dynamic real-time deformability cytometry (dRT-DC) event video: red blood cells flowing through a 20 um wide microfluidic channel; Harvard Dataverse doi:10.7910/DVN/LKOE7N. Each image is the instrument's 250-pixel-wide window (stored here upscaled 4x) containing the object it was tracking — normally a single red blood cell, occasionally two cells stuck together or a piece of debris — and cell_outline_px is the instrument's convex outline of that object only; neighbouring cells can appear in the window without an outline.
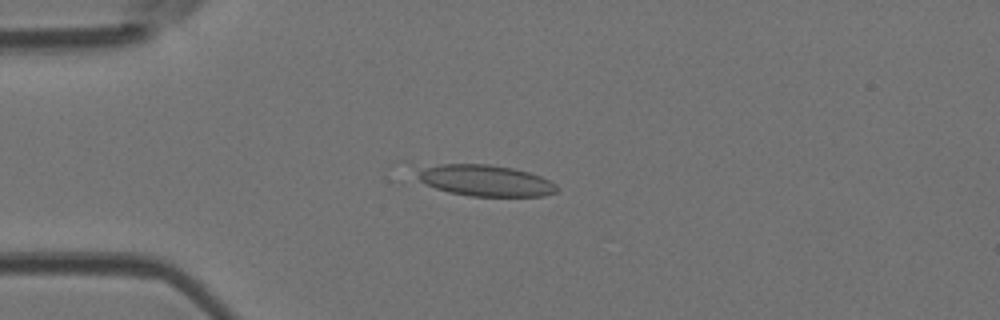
{"species": "Egyptian fruit bat (a non-hibernating species)", "species_latin": "Rousettus aegyptiacus", "temperature_condition": "room temperature", "stored_images_in_passage": 4, "camera_frame_rate_fps": 3000, "um_per_image_px": 0.085, "animal": {"sex": "female"}, "frame": {"image": 1, "passage_image": 2, "time_ms": 0.333, "image_size_px": [1000, 320], "cell_outline_px": [[560, 188], [556, 192], [544, 196], [468, 196], [448, 192], [424, 184], [416, 176], [424, 168], [440, 164], [488, 164], [512, 168], [528, 172], [540, 176], [556, 184]], "centroid_in_image_um": [41.29, 15.36], "position_along_channel_um": 43.7, "area_um2": 25.26}}
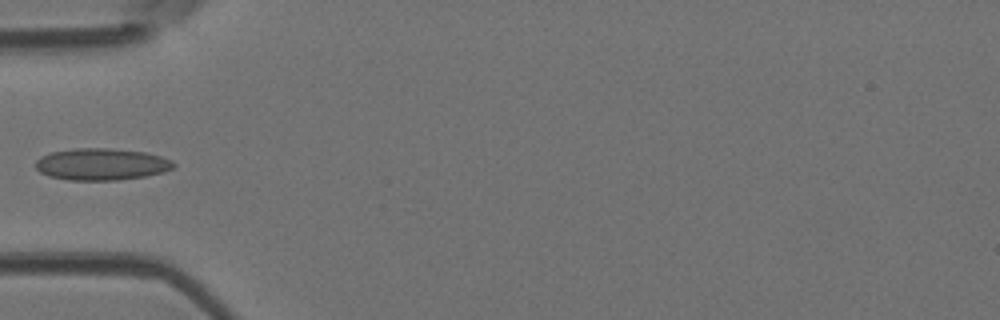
{"frame": {"image": 2, "passage_image": 3, "time_ms": 0.667, "image_size_px": [1000, 320], "cell_outline_px": [[176, 164], [172, 168], [164, 172], [144, 176], [116, 180], [68, 180], [48, 176], [40, 172], [36, 168], [36, 160], [40, 156], [52, 152], [72, 148], [112, 148], [144, 152], [160, 156], [172, 160]], "centroid_in_image_um": [8.61, 13.95], "position_along_channel_um": 76.4, "area_um2": 25.66}}
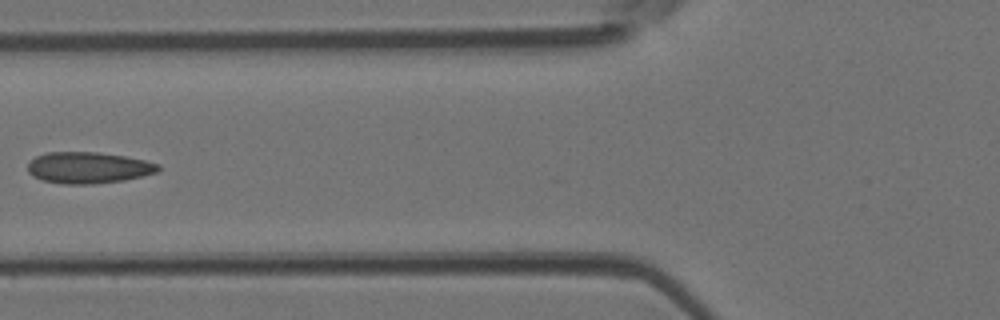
{"frame": {"image": 3, "passage_image": 4, "time_ms": 1.0, "image_size_px": [1000, 320], "cell_outline_px": [[160, 168], [156, 172], [124, 180], [92, 184], [64, 184], [44, 180], [32, 176], [28, 172], [28, 160], [36, 156], [48, 152], [96, 152], [124, 156], [144, 160], [160, 164]], "centroid_in_image_um": [7.47, 14.25], "position_along_channel_um": 118.3, "area_um2": 23.76}}